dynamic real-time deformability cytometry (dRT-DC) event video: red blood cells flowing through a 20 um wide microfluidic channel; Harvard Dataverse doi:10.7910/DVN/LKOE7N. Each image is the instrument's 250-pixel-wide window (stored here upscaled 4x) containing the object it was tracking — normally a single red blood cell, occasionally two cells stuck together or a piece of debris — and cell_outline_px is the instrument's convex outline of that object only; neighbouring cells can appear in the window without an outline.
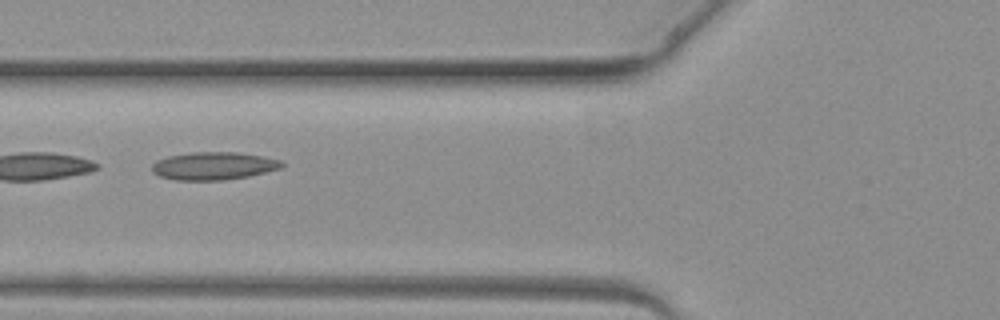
{"species": "common noctule bat (a hibernating species)", "species_latin": "Nyctalus noctula", "temperature_condition": "warm", "stored_images_in_passage": 28, "camera_frame_rate_fps": 3000, "um_per_image_px": 0.085, "animal": {"sex": "female", "body_mass_g": 19.3, "forearm_length_mm": 54.1}, "frame": {"image": 1, "passage_image": 5, "time_ms": 1.333, "image_size_px": [1000, 320], "cell_outline_px": [[284, 164], [280, 168], [248, 176], [224, 180], [176, 180], [160, 176], [152, 172], [152, 164], [156, 160], [168, 156], [192, 152], [236, 152], [260, 156], [280, 160]], "centroid_in_image_um": [18.11, 14.1], "position_along_channel_um": 107.7, "area_um2": 20.87}}